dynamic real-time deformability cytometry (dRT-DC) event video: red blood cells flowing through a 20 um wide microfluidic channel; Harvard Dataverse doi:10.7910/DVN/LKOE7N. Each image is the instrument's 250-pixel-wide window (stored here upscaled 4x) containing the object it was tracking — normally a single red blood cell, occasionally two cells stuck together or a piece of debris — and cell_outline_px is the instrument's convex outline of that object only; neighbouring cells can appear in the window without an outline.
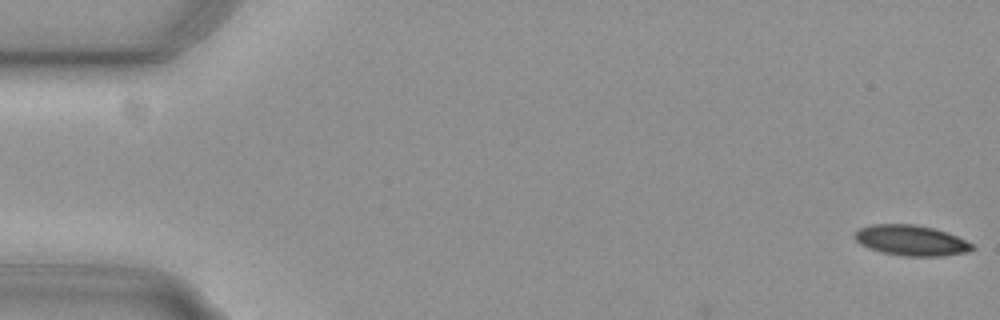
{"species": "common noctule bat (a hibernating species)", "species_latin": "Nyctalus noctula", "temperature_condition": "cold", "stored_images_in_passage": 5, "camera_frame_rate_fps": 3000, "um_per_image_px": 0.085, "animal": {"sex": "female", "body_mass_g": 29.2, "forearm_length_mm": 56.3}, "frame": {"image": 1, "passage_image": 1, "time_ms": 0.0, "image_size_px": [1000, 320], "cell_outline_px": [[976, 248], [968, 252], [944, 256], [904, 256], [880, 252], [868, 248], [860, 244], [852, 236], [860, 228], [872, 224], [912, 224], [932, 228], [956, 236], [972, 244]], "centroid_in_image_um": [77.42, 20.45], "position_along_channel_um": 7.6, "area_um2": 20.81}}